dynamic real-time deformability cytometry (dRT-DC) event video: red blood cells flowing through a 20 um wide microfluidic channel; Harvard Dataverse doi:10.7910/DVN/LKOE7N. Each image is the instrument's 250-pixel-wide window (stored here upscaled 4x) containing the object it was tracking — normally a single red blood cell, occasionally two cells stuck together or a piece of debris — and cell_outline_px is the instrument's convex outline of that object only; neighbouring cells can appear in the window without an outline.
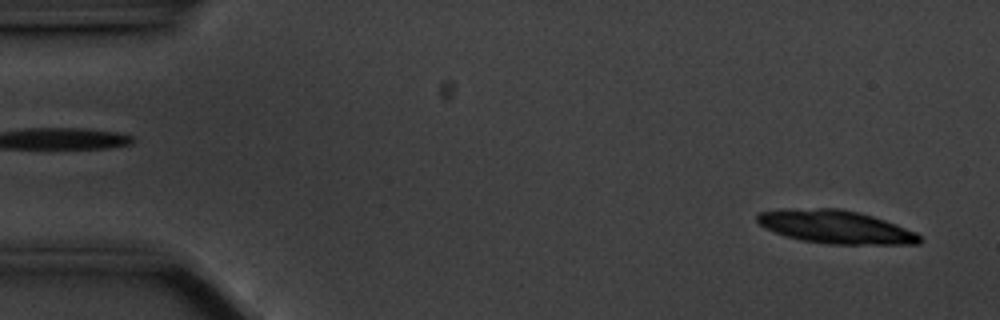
{"species": "common noctule bat (a hibernating species)", "species_latin": "Nyctalus noctula", "temperature_condition": "cold", "stored_images_in_passage": 54, "camera_frame_rate_fps": 3000, "um_per_image_px": 0.085, "animal": {"sex": "male", "body_mass_g": 20.1, "forearm_length_mm": 53.5}, "frame": {"image": 1, "passage_image": 2, "time_ms": 0.333, "image_size_px": [1000, 320], "cell_outline_px": [[920, 244], [828, 244], [800, 240], [784, 236], [764, 228], [756, 220], [756, 216], [760, 212], [780, 208], [840, 208], [860, 212], [896, 224], [916, 232], [920, 236]], "centroid_in_image_um": [70.98, 19.28], "position_along_channel_um": 14.0, "area_um2": 31.67}}
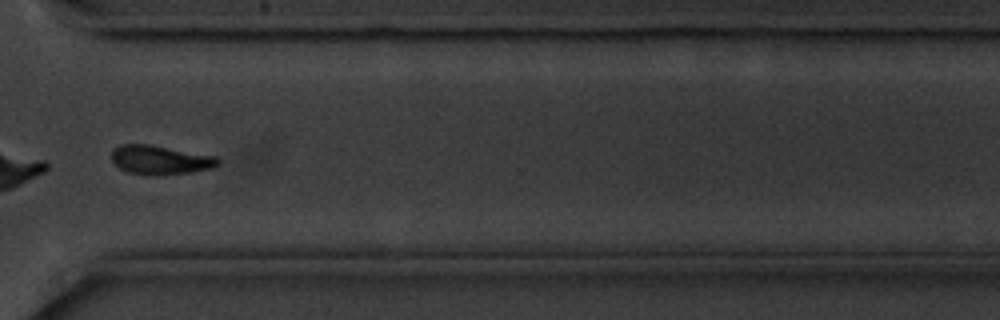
{"frame": {"image": 2, "passage_image": 41, "time_ms": 13.333, "image_size_px": [1000, 320], "cell_outline_px": [[220, 164], [212, 168], [192, 172], [156, 176], [128, 172], [120, 168], [112, 160], [112, 148], [120, 144], [148, 144], [216, 156], [220, 160]], "centroid_in_image_um": [13.63, 13.59], "position_along_channel_um": 357.0, "area_um2": 18.09}}